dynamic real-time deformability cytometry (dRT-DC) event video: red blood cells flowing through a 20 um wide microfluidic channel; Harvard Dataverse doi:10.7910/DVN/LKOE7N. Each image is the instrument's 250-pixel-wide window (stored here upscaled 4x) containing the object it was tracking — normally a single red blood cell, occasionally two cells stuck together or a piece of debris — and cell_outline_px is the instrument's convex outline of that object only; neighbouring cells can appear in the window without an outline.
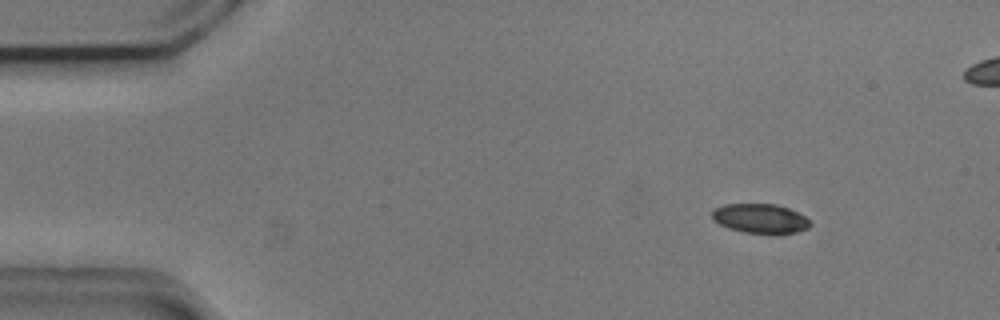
{"species": "common noctule bat (a hibernating species)", "species_latin": "Nyctalus noctula", "temperature_condition": "cold", "stored_images_in_passage": 7, "camera_frame_rate_fps": 3000, "um_per_image_px": 0.085, "animal": {"sex": "male", "body_mass_g": 20.5, "forearm_length_mm": 52.5}, "frame": {"image": 1, "passage_image": 1, "time_ms": 0.0, "image_size_px": [1000, 320], "cell_outline_px": [[812, 224], [808, 228], [796, 232], [776, 236], [772, 236], [744, 232], [728, 228], [712, 220], [712, 208], [724, 204], [776, 204], [788, 208], [804, 216]], "centroid_in_image_um": [64.61, 18.6], "position_along_channel_um": 20.4, "area_um2": 17.34}}
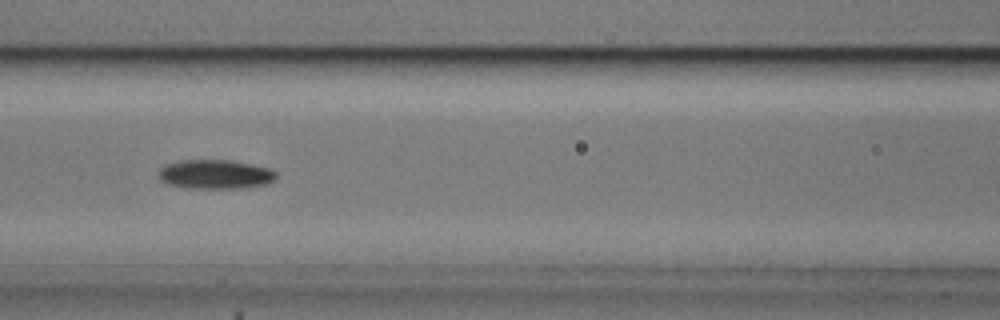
{"frame": {"image": 2, "passage_image": 6, "time_ms": 1.667, "image_size_px": [1000, 320], "cell_outline_px": [[276, 176], [272, 180], [264, 184], [244, 188], [188, 188], [168, 184], [160, 180], [160, 168], [164, 164], [176, 160], [232, 160], [252, 164], [268, 168], [276, 172]], "centroid_in_image_um": [18.26, 14.8], "position_along_channel_um": 148.3, "area_um2": 20.0}}
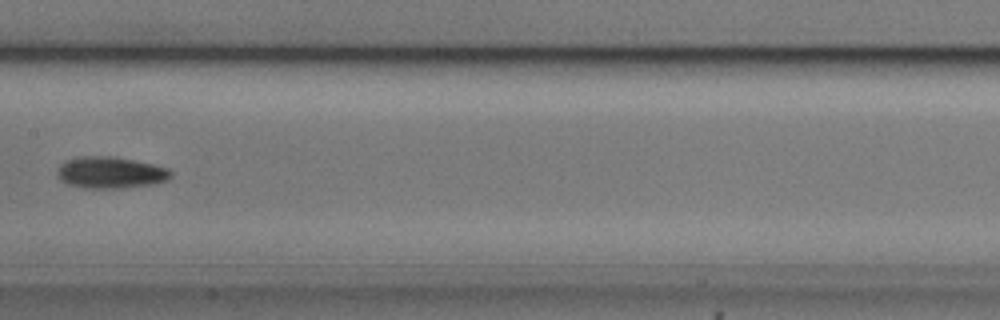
{"frame": {"image": 3, "passage_image": 7, "time_ms": 2.0, "image_size_px": [1000, 320], "cell_outline_px": [[172, 176], [168, 180], [152, 184], [120, 188], [84, 188], [68, 184], [60, 180], [56, 172], [60, 164], [68, 160], [84, 156], [112, 156], [152, 164], [168, 168], [172, 172]], "centroid_in_image_um": [9.39, 14.67], "position_along_channel_um": 198.0, "area_um2": 20.81}}